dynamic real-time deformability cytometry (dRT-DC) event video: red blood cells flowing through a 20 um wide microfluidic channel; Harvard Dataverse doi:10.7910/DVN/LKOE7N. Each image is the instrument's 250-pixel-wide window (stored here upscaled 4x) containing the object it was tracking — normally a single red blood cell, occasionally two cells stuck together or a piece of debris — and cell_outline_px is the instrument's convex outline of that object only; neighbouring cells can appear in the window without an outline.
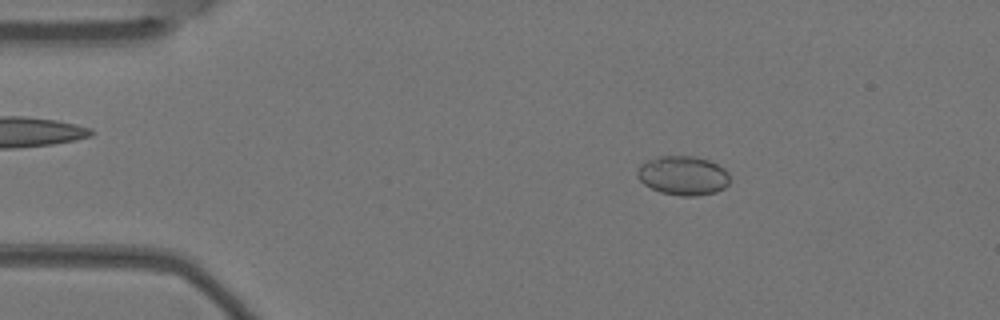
{"species": "Egyptian fruit bat (a non-hibernating species)", "species_latin": "Rousettus aegyptiacus", "temperature_condition": "warm", "stored_images_in_passage": 4, "camera_frame_rate_fps": 3000, "um_per_image_px": 0.085, "animal": {"sex": "female"}, "frame": {"image": 1, "passage_image": 2, "time_ms": 0.333, "image_size_px": [1000, 320], "cell_outline_px": [[728, 184], [724, 188], [716, 192], [696, 196], [680, 196], [660, 192], [644, 184], [636, 176], [636, 172], [640, 164], [648, 160], [660, 156], [696, 156], [708, 160], [724, 168], [728, 172]], "centroid_in_image_um": [58.04, 14.92], "position_along_channel_um": 27.0, "area_um2": 21.15}}
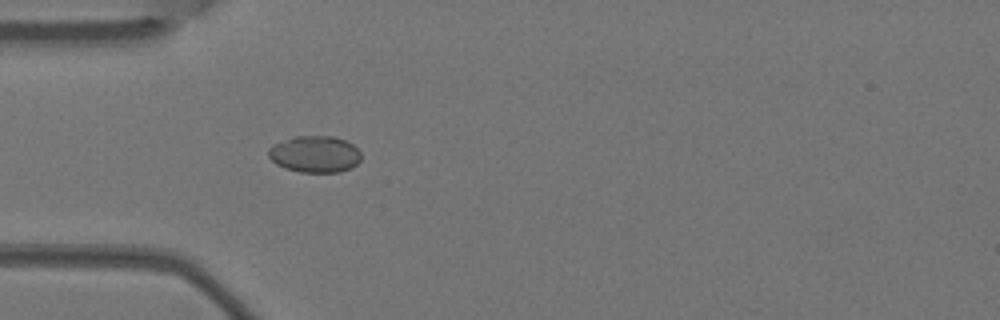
{"frame": {"image": 2, "passage_image": 4, "time_ms": 1.0, "image_size_px": [1000, 320], "cell_outline_px": [[360, 160], [352, 168], [340, 172], [300, 172], [284, 168], [276, 164], [268, 156], [268, 148], [272, 144], [292, 136], [332, 136], [344, 140], [352, 144], [360, 152]], "centroid_in_image_um": [26.73, 13.1], "position_along_channel_um": 58.3, "area_um2": 19.94}}